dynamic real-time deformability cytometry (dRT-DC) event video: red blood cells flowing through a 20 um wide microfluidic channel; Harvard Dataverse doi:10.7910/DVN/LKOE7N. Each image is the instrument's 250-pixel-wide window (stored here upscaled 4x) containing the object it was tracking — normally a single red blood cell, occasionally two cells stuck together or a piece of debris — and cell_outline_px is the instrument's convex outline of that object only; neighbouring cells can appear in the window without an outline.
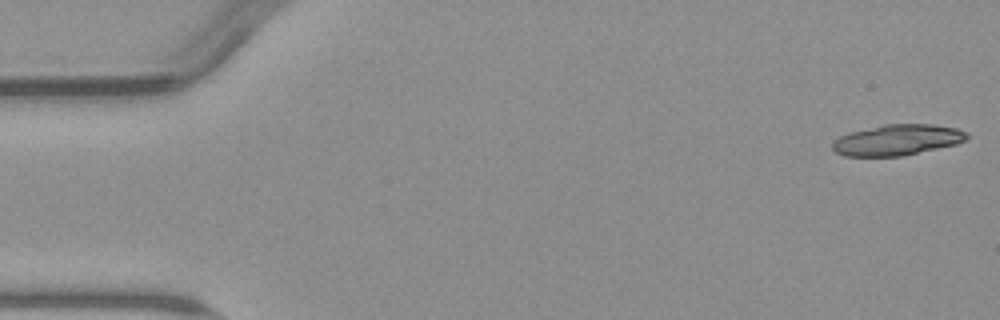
{"species": "common noctule bat (a hibernating species)", "species_latin": "Nyctalus noctula", "temperature_condition": "warm", "stored_images_in_passage": 6, "camera_frame_rate_fps": 3000, "um_per_image_px": 0.085, "animal": {"sex": "male", "body_mass_g": 23.1, "forearm_length_mm": 52.7}, "frame": {"image": 1, "passage_image": 1, "time_ms": 0.0, "image_size_px": [1000, 320], "cell_outline_px": [[968, 136], [964, 140], [956, 144], [900, 156], [844, 156], [836, 152], [832, 148], [832, 144], [840, 136], [848, 132], [884, 124], [932, 124], [956, 128], [968, 132]], "centroid_in_image_um": [76.25, 11.88], "position_along_channel_um": 8.8, "area_um2": 23.99}}
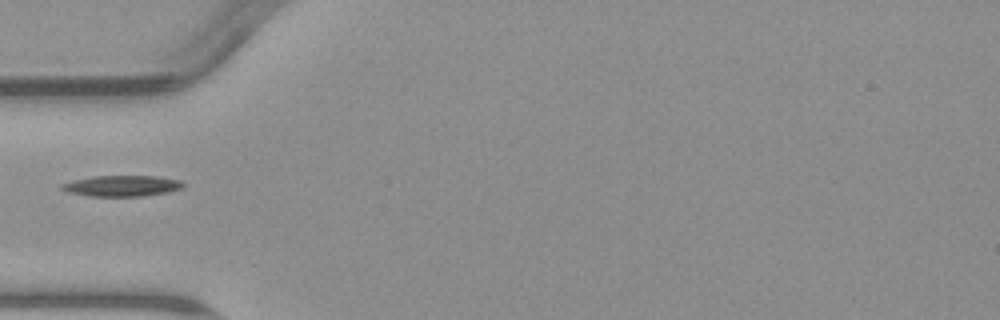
{"frame": {"image": 2, "passage_image": 5, "time_ms": 5.667, "image_size_px": [1000, 320], "cell_outline_px": [[184, 184], [180, 188], [168, 192], [144, 196], [92, 196], [68, 192], [60, 188], [60, 184], [72, 180], [92, 176], [156, 176], [180, 180]], "centroid_in_image_um": [10.33, 15.79], "position_along_channel_um": 74.7, "area_um2": 14.74}}
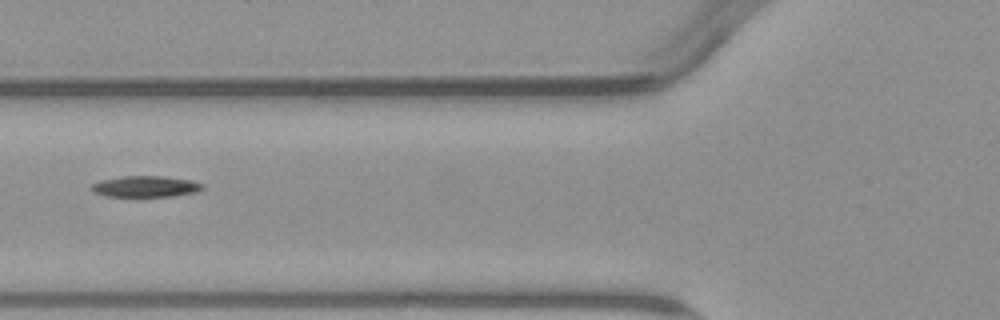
{"frame": {"image": 3, "passage_image": 6, "time_ms": 6.667, "image_size_px": [1000, 320], "cell_outline_px": [[204, 188], [196, 192], [172, 196], [104, 196], [88, 188], [92, 184], [100, 180], [120, 176], [164, 176], [188, 180], [204, 184]], "centroid_in_image_um": [12.34, 15.84], "position_along_channel_um": 113.5, "area_um2": 13.64}}